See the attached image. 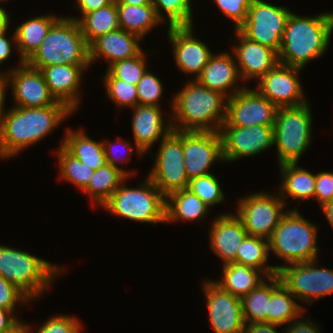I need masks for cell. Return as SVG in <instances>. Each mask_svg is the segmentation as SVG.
Wrapping results in <instances>:
<instances>
[{
  "instance_id": "17",
  "label": "cell",
  "mask_w": 333,
  "mask_h": 333,
  "mask_svg": "<svg viewBox=\"0 0 333 333\" xmlns=\"http://www.w3.org/2000/svg\"><path fill=\"white\" fill-rule=\"evenodd\" d=\"M210 324L215 333H244L242 301L212 280L203 282Z\"/></svg>"
},
{
  "instance_id": "56",
  "label": "cell",
  "mask_w": 333,
  "mask_h": 333,
  "mask_svg": "<svg viewBox=\"0 0 333 333\" xmlns=\"http://www.w3.org/2000/svg\"><path fill=\"white\" fill-rule=\"evenodd\" d=\"M324 215L326 216L329 224L333 227V201L321 207Z\"/></svg>"
},
{
  "instance_id": "22",
  "label": "cell",
  "mask_w": 333,
  "mask_h": 333,
  "mask_svg": "<svg viewBox=\"0 0 333 333\" xmlns=\"http://www.w3.org/2000/svg\"><path fill=\"white\" fill-rule=\"evenodd\" d=\"M91 65H52L43 67L45 82L54 98L77 111L81 102L80 83L84 70Z\"/></svg>"
},
{
  "instance_id": "39",
  "label": "cell",
  "mask_w": 333,
  "mask_h": 333,
  "mask_svg": "<svg viewBox=\"0 0 333 333\" xmlns=\"http://www.w3.org/2000/svg\"><path fill=\"white\" fill-rule=\"evenodd\" d=\"M103 83L106 86L108 99L113 101L117 107L134 108L138 105L136 85L115 78L108 70L103 76Z\"/></svg>"
},
{
  "instance_id": "45",
  "label": "cell",
  "mask_w": 333,
  "mask_h": 333,
  "mask_svg": "<svg viewBox=\"0 0 333 333\" xmlns=\"http://www.w3.org/2000/svg\"><path fill=\"white\" fill-rule=\"evenodd\" d=\"M32 301L18 287L0 276V307L11 310L13 313L17 304H26Z\"/></svg>"
},
{
  "instance_id": "37",
  "label": "cell",
  "mask_w": 333,
  "mask_h": 333,
  "mask_svg": "<svg viewBox=\"0 0 333 333\" xmlns=\"http://www.w3.org/2000/svg\"><path fill=\"white\" fill-rule=\"evenodd\" d=\"M56 154L59 159V177L83 190L89 184L94 170L71 155L62 145L58 146Z\"/></svg>"
},
{
  "instance_id": "35",
  "label": "cell",
  "mask_w": 333,
  "mask_h": 333,
  "mask_svg": "<svg viewBox=\"0 0 333 333\" xmlns=\"http://www.w3.org/2000/svg\"><path fill=\"white\" fill-rule=\"evenodd\" d=\"M128 176L110 164L94 171L89 184L83 189L90 195L92 203L102 206Z\"/></svg>"
},
{
  "instance_id": "44",
  "label": "cell",
  "mask_w": 333,
  "mask_h": 333,
  "mask_svg": "<svg viewBox=\"0 0 333 333\" xmlns=\"http://www.w3.org/2000/svg\"><path fill=\"white\" fill-rule=\"evenodd\" d=\"M223 14L235 23L237 29L247 18L253 0H214Z\"/></svg>"
},
{
  "instance_id": "32",
  "label": "cell",
  "mask_w": 333,
  "mask_h": 333,
  "mask_svg": "<svg viewBox=\"0 0 333 333\" xmlns=\"http://www.w3.org/2000/svg\"><path fill=\"white\" fill-rule=\"evenodd\" d=\"M119 27L129 33L145 37L150 30L163 23L153 5L133 6L117 4Z\"/></svg>"
},
{
  "instance_id": "20",
  "label": "cell",
  "mask_w": 333,
  "mask_h": 333,
  "mask_svg": "<svg viewBox=\"0 0 333 333\" xmlns=\"http://www.w3.org/2000/svg\"><path fill=\"white\" fill-rule=\"evenodd\" d=\"M132 109L134 113L131 125L136 153L143 157L155 142H159L172 131L171 118L169 115L168 120L163 119L161 107L138 104Z\"/></svg>"
},
{
  "instance_id": "55",
  "label": "cell",
  "mask_w": 333,
  "mask_h": 333,
  "mask_svg": "<svg viewBox=\"0 0 333 333\" xmlns=\"http://www.w3.org/2000/svg\"><path fill=\"white\" fill-rule=\"evenodd\" d=\"M116 4H128L133 6L153 5L152 0H115Z\"/></svg>"
},
{
  "instance_id": "1",
  "label": "cell",
  "mask_w": 333,
  "mask_h": 333,
  "mask_svg": "<svg viewBox=\"0 0 333 333\" xmlns=\"http://www.w3.org/2000/svg\"><path fill=\"white\" fill-rule=\"evenodd\" d=\"M73 112L66 104L38 108L13 106L5 110L0 118L1 159L12 158L44 139Z\"/></svg>"
},
{
  "instance_id": "54",
  "label": "cell",
  "mask_w": 333,
  "mask_h": 333,
  "mask_svg": "<svg viewBox=\"0 0 333 333\" xmlns=\"http://www.w3.org/2000/svg\"><path fill=\"white\" fill-rule=\"evenodd\" d=\"M10 16L6 9L0 6V34L8 30L9 24H10Z\"/></svg>"
},
{
  "instance_id": "24",
  "label": "cell",
  "mask_w": 333,
  "mask_h": 333,
  "mask_svg": "<svg viewBox=\"0 0 333 333\" xmlns=\"http://www.w3.org/2000/svg\"><path fill=\"white\" fill-rule=\"evenodd\" d=\"M234 58L233 55L226 52L213 54L196 80L201 85L230 98L245 88L236 86V83L241 80V76Z\"/></svg>"
},
{
  "instance_id": "4",
  "label": "cell",
  "mask_w": 333,
  "mask_h": 333,
  "mask_svg": "<svg viewBox=\"0 0 333 333\" xmlns=\"http://www.w3.org/2000/svg\"><path fill=\"white\" fill-rule=\"evenodd\" d=\"M26 63L40 70L52 65H91L89 45L78 21L60 17Z\"/></svg>"
},
{
  "instance_id": "28",
  "label": "cell",
  "mask_w": 333,
  "mask_h": 333,
  "mask_svg": "<svg viewBox=\"0 0 333 333\" xmlns=\"http://www.w3.org/2000/svg\"><path fill=\"white\" fill-rule=\"evenodd\" d=\"M55 15H43L31 18L21 23L15 29L16 50L19 60L26 62L45 39L51 26L59 19Z\"/></svg>"
},
{
  "instance_id": "36",
  "label": "cell",
  "mask_w": 333,
  "mask_h": 333,
  "mask_svg": "<svg viewBox=\"0 0 333 333\" xmlns=\"http://www.w3.org/2000/svg\"><path fill=\"white\" fill-rule=\"evenodd\" d=\"M270 298L271 277H268L241 299L245 324L268 322Z\"/></svg>"
},
{
  "instance_id": "47",
  "label": "cell",
  "mask_w": 333,
  "mask_h": 333,
  "mask_svg": "<svg viewBox=\"0 0 333 333\" xmlns=\"http://www.w3.org/2000/svg\"><path fill=\"white\" fill-rule=\"evenodd\" d=\"M30 324L21 322L11 310L0 307V333H33Z\"/></svg>"
},
{
  "instance_id": "18",
  "label": "cell",
  "mask_w": 333,
  "mask_h": 333,
  "mask_svg": "<svg viewBox=\"0 0 333 333\" xmlns=\"http://www.w3.org/2000/svg\"><path fill=\"white\" fill-rule=\"evenodd\" d=\"M220 135L223 158L227 162L261 154L265 149L274 145L272 126L239 127L222 125Z\"/></svg>"
},
{
  "instance_id": "41",
  "label": "cell",
  "mask_w": 333,
  "mask_h": 333,
  "mask_svg": "<svg viewBox=\"0 0 333 333\" xmlns=\"http://www.w3.org/2000/svg\"><path fill=\"white\" fill-rule=\"evenodd\" d=\"M145 51L137 56L111 64L107 70L117 79L137 85L147 70Z\"/></svg>"
},
{
  "instance_id": "31",
  "label": "cell",
  "mask_w": 333,
  "mask_h": 333,
  "mask_svg": "<svg viewBox=\"0 0 333 333\" xmlns=\"http://www.w3.org/2000/svg\"><path fill=\"white\" fill-rule=\"evenodd\" d=\"M208 210L209 206L190 190L176 191L166 196L165 222L201 221L210 212Z\"/></svg>"
},
{
  "instance_id": "26",
  "label": "cell",
  "mask_w": 333,
  "mask_h": 333,
  "mask_svg": "<svg viewBox=\"0 0 333 333\" xmlns=\"http://www.w3.org/2000/svg\"><path fill=\"white\" fill-rule=\"evenodd\" d=\"M221 280H214L225 291L242 299L268 277L260 270L236 262L222 266Z\"/></svg>"
},
{
  "instance_id": "23",
  "label": "cell",
  "mask_w": 333,
  "mask_h": 333,
  "mask_svg": "<svg viewBox=\"0 0 333 333\" xmlns=\"http://www.w3.org/2000/svg\"><path fill=\"white\" fill-rule=\"evenodd\" d=\"M214 219L209 231L210 248L223 265L236 262L237 249L248 235L242 221L235 213H223Z\"/></svg>"
},
{
  "instance_id": "51",
  "label": "cell",
  "mask_w": 333,
  "mask_h": 333,
  "mask_svg": "<svg viewBox=\"0 0 333 333\" xmlns=\"http://www.w3.org/2000/svg\"><path fill=\"white\" fill-rule=\"evenodd\" d=\"M7 30L0 34V66L1 64L8 60L10 55H12V45L16 44V35L14 32V35L11 37V39L6 36ZM13 43V44H12Z\"/></svg>"
},
{
  "instance_id": "13",
  "label": "cell",
  "mask_w": 333,
  "mask_h": 333,
  "mask_svg": "<svg viewBox=\"0 0 333 333\" xmlns=\"http://www.w3.org/2000/svg\"><path fill=\"white\" fill-rule=\"evenodd\" d=\"M278 108L256 89L244 88L227 99L222 125L253 127L274 126Z\"/></svg>"
},
{
  "instance_id": "12",
  "label": "cell",
  "mask_w": 333,
  "mask_h": 333,
  "mask_svg": "<svg viewBox=\"0 0 333 333\" xmlns=\"http://www.w3.org/2000/svg\"><path fill=\"white\" fill-rule=\"evenodd\" d=\"M316 264L317 260L284 265L277 274L295 298L306 304L333 293V269Z\"/></svg>"
},
{
  "instance_id": "6",
  "label": "cell",
  "mask_w": 333,
  "mask_h": 333,
  "mask_svg": "<svg viewBox=\"0 0 333 333\" xmlns=\"http://www.w3.org/2000/svg\"><path fill=\"white\" fill-rule=\"evenodd\" d=\"M317 228L297 210L287 209L269 239V251L286 263L275 265L277 272L284 265L317 260Z\"/></svg>"
},
{
  "instance_id": "33",
  "label": "cell",
  "mask_w": 333,
  "mask_h": 333,
  "mask_svg": "<svg viewBox=\"0 0 333 333\" xmlns=\"http://www.w3.org/2000/svg\"><path fill=\"white\" fill-rule=\"evenodd\" d=\"M68 17L78 21L88 45L96 38L120 28L115 0L105 7L84 14L81 18Z\"/></svg>"
},
{
  "instance_id": "48",
  "label": "cell",
  "mask_w": 333,
  "mask_h": 333,
  "mask_svg": "<svg viewBox=\"0 0 333 333\" xmlns=\"http://www.w3.org/2000/svg\"><path fill=\"white\" fill-rule=\"evenodd\" d=\"M117 144H121L122 145V149H124L126 152H128L127 154H129V155H131L132 154V150L134 149V148H132L131 146L132 145H130V143L129 142H127V141H124L123 139L121 140V138H119L118 139V141H115ZM115 142H113V143H111V141H109V140H105V142L103 141V147H104V151H105V157H106V159H107V163L108 164H110V165H112V166H114V167H116V168H119V169H121L128 177H130L131 176V174L133 175V173H135L133 170L130 172L129 170L128 171H125V169H123V168H121V167H119L118 166V164H119V162L120 163H125V161H128L126 158H124L123 159V157L121 158V157H118L117 158V154H116V152L115 151H113L114 149H112V148H115L116 146H115ZM116 144V145H117ZM115 146V147H114ZM117 150V149H116ZM123 150V151H124ZM124 151V152H125ZM115 152V153H114ZM121 154H123V153H121ZM125 155V154H124ZM126 156V155H125ZM119 158H121V160L119 159ZM126 159V160H125ZM130 175V176H129Z\"/></svg>"
},
{
  "instance_id": "29",
  "label": "cell",
  "mask_w": 333,
  "mask_h": 333,
  "mask_svg": "<svg viewBox=\"0 0 333 333\" xmlns=\"http://www.w3.org/2000/svg\"><path fill=\"white\" fill-rule=\"evenodd\" d=\"M281 187L279 195L287 204L285 198L292 197L301 201L314 199L316 174H312L304 168H299L297 163L280 164ZM284 196V198H283Z\"/></svg>"
},
{
  "instance_id": "30",
  "label": "cell",
  "mask_w": 333,
  "mask_h": 333,
  "mask_svg": "<svg viewBox=\"0 0 333 333\" xmlns=\"http://www.w3.org/2000/svg\"><path fill=\"white\" fill-rule=\"evenodd\" d=\"M295 296L281 282L278 275L271 276V298L269 301L268 323L283 325L302 317L305 309L297 304Z\"/></svg>"
},
{
  "instance_id": "14",
  "label": "cell",
  "mask_w": 333,
  "mask_h": 333,
  "mask_svg": "<svg viewBox=\"0 0 333 333\" xmlns=\"http://www.w3.org/2000/svg\"><path fill=\"white\" fill-rule=\"evenodd\" d=\"M7 86L12 89L15 106L38 108L64 104L51 94L40 69L20 61L19 66L6 69Z\"/></svg>"
},
{
  "instance_id": "25",
  "label": "cell",
  "mask_w": 333,
  "mask_h": 333,
  "mask_svg": "<svg viewBox=\"0 0 333 333\" xmlns=\"http://www.w3.org/2000/svg\"><path fill=\"white\" fill-rule=\"evenodd\" d=\"M141 38L121 28L96 38L89 45L90 64L100 57L108 61L107 68L114 62L137 56L141 51Z\"/></svg>"
},
{
  "instance_id": "43",
  "label": "cell",
  "mask_w": 333,
  "mask_h": 333,
  "mask_svg": "<svg viewBox=\"0 0 333 333\" xmlns=\"http://www.w3.org/2000/svg\"><path fill=\"white\" fill-rule=\"evenodd\" d=\"M81 322L75 316L57 315L50 317L36 333H80Z\"/></svg>"
},
{
  "instance_id": "8",
  "label": "cell",
  "mask_w": 333,
  "mask_h": 333,
  "mask_svg": "<svg viewBox=\"0 0 333 333\" xmlns=\"http://www.w3.org/2000/svg\"><path fill=\"white\" fill-rule=\"evenodd\" d=\"M311 112L308 103L278 108L273 126L278 165L298 163L300 157L309 149L313 123Z\"/></svg>"
},
{
  "instance_id": "42",
  "label": "cell",
  "mask_w": 333,
  "mask_h": 333,
  "mask_svg": "<svg viewBox=\"0 0 333 333\" xmlns=\"http://www.w3.org/2000/svg\"><path fill=\"white\" fill-rule=\"evenodd\" d=\"M161 82L153 72H149L147 69L136 85L138 104L160 107L159 101L163 97V84Z\"/></svg>"
},
{
  "instance_id": "10",
  "label": "cell",
  "mask_w": 333,
  "mask_h": 333,
  "mask_svg": "<svg viewBox=\"0 0 333 333\" xmlns=\"http://www.w3.org/2000/svg\"><path fill=\"white\" fill-rule=\"evenodd\" d=\"M290 14L286 7L253 0L246 20L237 30L247 39L267 46L278 54Z\"/></svg>"
},
{
  "instance_id": "27",
  "label": "cell",
  "mask_w": 333,
  "mask_h": 333,
  "mask_svg": "<svg viewBox=\"0 0 333 333\" xmlns=\"http://www.w3.org/2000/svg\"><path fill=\"white\" fill-rule=\"evenodd\" d=\"M60 145L94 171L108 164L103 141L92 140L81 129L77 131L69 128L66 129L65 136Z\"/></svg>"
},
{
  "instance_id": "49",
  "label": "cell",
  "mask_w": 333,
  "mask_h": 333,
  "mask_svg": "<svg viewBox=\"0 0 333 333\" xmlns=\"http://www.w3.org/2000/svg\"><path fill=\"white\" fill-rule=\"evenodd\" d=\"M287 325L288 327H286L285 333H320L321 331L320 326H318L316 322L313 323L310 318L301 320V318L298 317Z\"/></svg>"
},
{
  "instance_id": "53",
  "label": "cell",
  "mask_w": 333,
  "mask_h": 333,
  "mask_svg": "<svg viewBox=\"0 0 333 333\" xmlns=\"http://www.w3.org/2000/svg\"><path fill=\"white\" fill-rule=\"evenodd\" d=\"M4 74H0V118L1 115L4 113V103H5V98H6V90L8 89L7 87V75L6 72H3Z\"/></svg>"
},
{
  "instance_id": "9",
  "label": "cell",
  "mask_w": 333,
  "mask_h": 333,
  "mask_svg": "<svg viewBox=\"0 0 333 333\" xmlns=\"http://www.w3.org/2000/svg\"><path fill=\"white\" fill-rule=\"evenodd\" d=\"M155 155V163L148 177L166 197L169 194L187 189L189 179L184 165L183 131L172 130L160 141Z\"/></svg>"
},
{
  "instance_id": "40",
  "label": "cell",
  "mask_w": 333,
  "mask_h": 333,
  "mask_svg": "<svg viewBox=\"0 0 333 333\" xmlns=\"http://www.w3.org/2000/svg\"><path fill=\"white\" fill-rule=\"evenodd\" d=\"M187 189L209 207L220 204L225 197L218 178L212 173L190 179Z\"/></svg>"
},
{
  "instance_id": "11",
  "label": "cell",
  "mask_w": 333,
  "mask_h": 333,
  "mask_svg": "<svg viewBox=\"0 0 333 333\" xmlns=\"http://www.w3.org/2000/svg\"><path fill=\"white\" fill-rule=\"evenodd\" d=\"M250 194L238 200L236 215L242 221L248 235L269 240L287 212L283 209L286 204L279 193L278 196L265 192Z\"/></svg>"
},
{
  "instance_id": "50",
  "label": "cell",
  "mask_w": 333,
  "mask_h": 333,
  "mask_svg": "<svg viewBox=\"0 0 333 333\" xmlns=\"http://www.w3.org/2000/svg\"><path fill=\"white\" fill-rule=\"evenodd\" d=\"M114 0H75V5L82 16L111 4Z\"/></svg>"
},
{
  "instance_id": "3",
  "label": "cell",
  "mask_w": 333,
  "mask_h": 333,
  "mask_svg": "<svg viewBox=\"0 0 333 333\" xmlns=\"http://www.w3.org/2000/svg\"><path fill=\"white\" fill-rule=\"evenodd\" d=\"M332 32L333 12L314 17L291 12L278 51V62L303 69L309 61L326 53Z\"/></svg>"
},
{
  "instance_id": "34",
  "label": "cell",
  "mask_w": 333,
  "mask_h": 333,
  "mask_svg": "<svg viewBox=\"0 0 333 333\" xmlns=\"http://www.w3.org/2000/svg\"><path fill=\"white\" fill-rule=\"evenodd\" d=\"M269 240L247 235L236 252V263L247 265L262 271L267 277L275 276L278 272L274 265H267Z\"/></svg>"
},
{
  "instance_id": "52",
  "label": "cell",
  "mask_w": 333,
  "mask_h": 333,
  "mask_svg": "<svg viewBox=\"0 0 333 333\" xmlns=\"http://www.w3.org/2000/svg\"><path fill=\"white\" fill-rule=\"evenodd\" d=\"M277 327L280 325L268 322L245 324L244 333H279L276 330Z\"/></svg>"
},
{
  "instance_id": "7",
  "label": "cell",
  "mask_w": 333,
  "mask_h": 333,
  "mask_svg": "<svg viewBox=\"0 0 333 333\" xmlns=\"http://www.w3.org/2000/svg\"><path fill=\"white\" fill-rule=\"evenodd\" d=\"M125 180L101 206L117 217L136 222L165 223L166 197L147 177L140 187L129 188Z\"/></svg>"
},
{
  "instance_id": "2",
  "label": "cell",
  "mask_w": 333,
  "mask_h": 333,
  "mask_svg": "<svg viewBox=\"0 0 333 333\" xmlns=\"http://www.w3.org/2000/svg\"><path fill=\"white\" fill-rule=\"evenodd\" d=\"M227 99L197 80H188L171 100L172 130L220 132L226 118Z\"/></svg>"
},
{
  "instance_id": "21",
  "label": "cell",
  "mask_w": 333,
  "mask_h": 333,
  "mask_svg": "<svg viewBox=\"0 0 333 333\" xmlns=\"http://www.w3.org/2000/svg\"><path fill=\"white\" fill-rule=\"evenodd\" d=\"M235 34L238 43L232 49L242 81L259 80L278 63V54L267 46L247 39L237 29Z\"/></svg>"
},
{
  "instance_id": "5",
  "label": "cell",
  "mask_w": 333,
  "mask_h": 333,
  "mask_svg": "<svg viewBox=\"0 0 333 333\" xmlns=\"http://www.w3.org/2000/svg\"><path fill=\"white\" fill-rule=\"evenodd\" d=\"M58 266L27 251L0 244V276L18 287L32 301L48 291L51 283L62 274L63 268Z\"/></svg>"
},
{
  "instance_id": "46",
  "label": "cell",
  "mask_w": 333,
  "mask_h": 333,
  "mask_svg": "<svg viewBox=\"0 0 333 333\" xmlns=\"http://www.w3.org/2000/svg\"><path fill=\"white\" fill-rule=\"evenodd\" d=\"M314 199L320 208L333 201V172H319L316 174Z\"/></svg>"
},
{
  "instance_id": "16",
  "label": "cell",
  "mask_w": 333,
  "mask_h": 333,
  "mask_svg": "<svg viewBox=\"0 0 333 333\" xmlns=\"http://www.w3.org/2000/svg\"><path fill=\"white\" fill-rule=\"evenodd\" d=\"M301 70L303 69L278 62L259 79L256 90L277 108L294 107L307 103L298 78Z\"/></svg>"
},
{
  "instance_id": "15",
  "label": "cell",
  "mask_w": 333,
  "mask_h": 333,
  "mask_svg": "<svg viewBox=\"0 0 333 333\" xmlns=\"http://www.w3.org/2000/svg\"><path fill=\"white\" fill-rule=\"evenodd\" d=\"M183 153L189 180L210 174L215 161H224L220 132L183 131Z\"/></svg>"
},
{
  "instance_id": "19",
  "label": "cell",
  "mask_w": 333,
  "mask_h": 333,
  "mask_svg": "<svg viewBox=\"0 0 333 333\" xmlns=\"http://www.w3.org/2000/svg\"><path fill=\"white\" fill-rule=\"evenodd\" d=\"M167 35L173 48L176 67L183 73L195 75L196 80L214 53L195 37L193 25L171 26Z\"/></svg>"
},
{
  "instance_id": "38",
  "label": "cell",
  "mask_w": 333,
  "mask_h": 333,
  "mask_svg": "<svg viewBox=\"0 0 333 333\" xmlns=\"http://www.w3.org/2000/svg\"><path fill=\"white\" fill-rule=\"evenodd\" d=\"M152 3L157 16L164 23L168 19L169 27L194 25L191 0H152ZM162 11H165L166 18Z\"/></svg>"
}]
</instances>
